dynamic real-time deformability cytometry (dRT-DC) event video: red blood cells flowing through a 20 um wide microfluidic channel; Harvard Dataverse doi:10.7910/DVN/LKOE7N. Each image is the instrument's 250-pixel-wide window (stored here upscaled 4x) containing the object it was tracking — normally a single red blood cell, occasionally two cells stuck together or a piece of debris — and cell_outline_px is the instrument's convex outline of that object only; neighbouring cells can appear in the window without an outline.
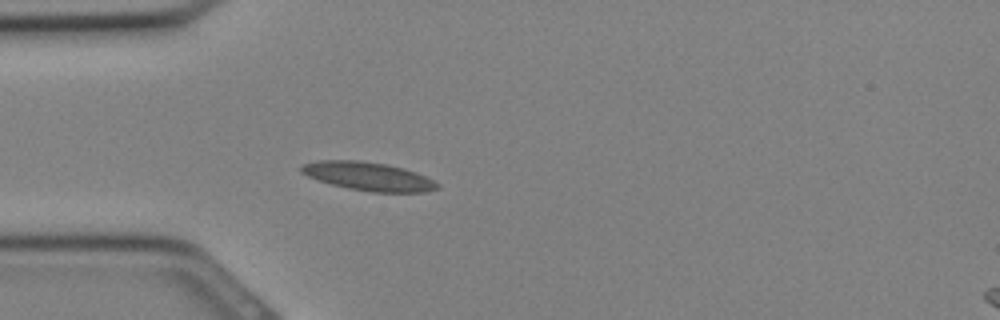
{"species": "Egyptian fruit bat (a non-hibernating species)", "species_latin": "Rousettus aegyptiacus", "temperature_condition": "cold", "stored_images_in_passage": 21, "camera_frame_rate_fps": 3000, "um_per_image_px": 0.085, "animal": {"sex": "female"}, "frame": {"image": 1, "passage_image": 1, "time_ms": 0.0, "image_size_px": [1000, 320], "cell_outline_px": [[440, 188], [424, 192], [372, 192], [348, 188], [332, 184], [308, 176], [300, 172], [300, 168], [304, 164], [316, 160], [360, 160], [384, 164], [404, 168], [416, 172], [440, 184]], "centroid_in_image_um": [31.32, 14.98], "position_along_channel_um": 53.7, "area_um2": 22.43}}
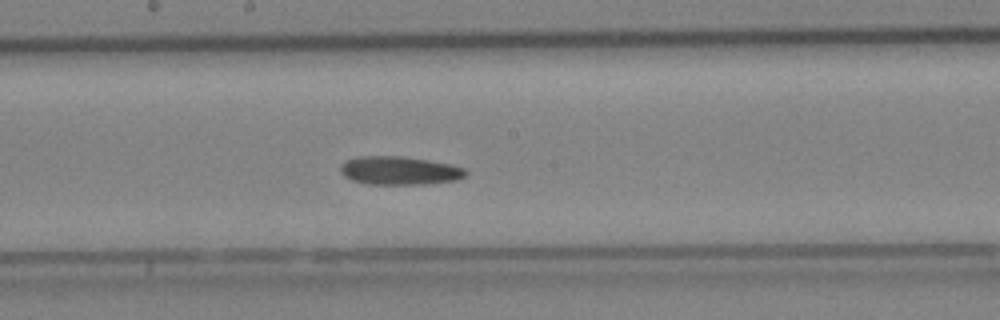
{"frame": {"image": 2, "passage_image": 9, "time_ms": 2.667, "image_size_px": [1000, 320], "cell_outline_px": [[468, 176], [456, 180], [428, 184], [368, 184], [352, 180], [344, 176], [340, 172], [340, 164], [344, 160], [356, 156], [400, 156], [428, 160], [452, 164], [464, 168], [468, 172]], "centroid_in_image_um": [33.95, 14.49], "position_along_channel_um": 214.2, "area_um2": 21.04}}
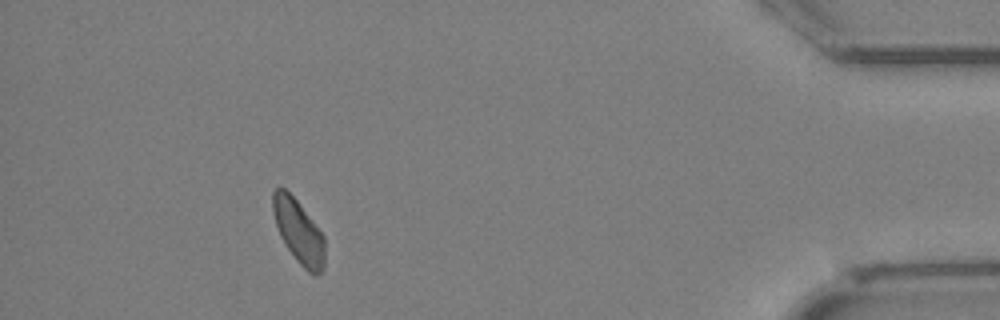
{"frame": {"image": 3, "passage_image": 21, "time_ms": 6.667, "image_size_px": [1000, 320], "cell_outline_px": [[324, 268], [316, 276], [308, 272], [296, 260], [284, 244], [280, 236], [276, 224], [272, 208], [272, 192], [276, 188], [284, 188], [296, 200], [324, 236]], "centroid_in_image_um": [25.37, 19.7], "position_along_channel_um": 409.8, "area_um2": 19.02}}